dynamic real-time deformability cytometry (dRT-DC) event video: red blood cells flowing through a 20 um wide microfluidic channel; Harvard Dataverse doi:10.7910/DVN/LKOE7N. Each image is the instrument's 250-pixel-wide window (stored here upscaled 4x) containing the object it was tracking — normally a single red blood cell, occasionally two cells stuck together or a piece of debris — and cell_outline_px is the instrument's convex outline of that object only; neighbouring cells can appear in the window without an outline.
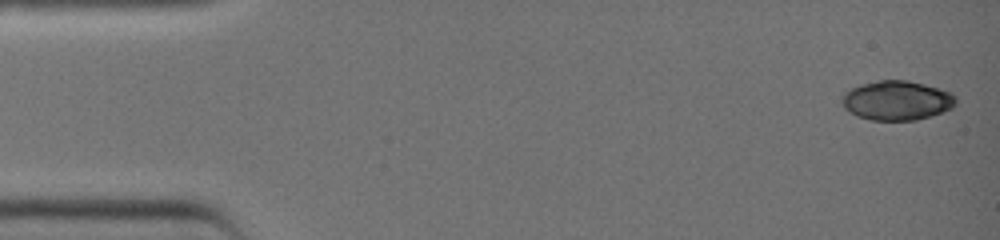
{"species": "common noctule bat (a hibernating species)", "species_latin": "Nyctalus noctula", "temperature_condition": "warm", "stored_images_in_passage": 38, "camera_frame_rate_fps": 3000, "um_per_image_px": 0.085, "animal": {"sex": "female", "body_mass_g": 19.0, "forearm_length_mm": 51.5}, "frame": {"image": 1, "passage_image": 1, "time_ms": 0.0, "image_size_px": [1000, 240], "cell_outline_px": [[956, 104], [952, 108], [916, 120], [872, 120], [856, 116], [844, 108], [840, 100], [844, 92], [860, 84], [880, 80], [908, 80], [924, 84], [948, 92], [956, 96]], "centroid_in_image_um": [76.18, 8.54], "position_along_channel_um": 8.8, "area_um2": 26.07}}
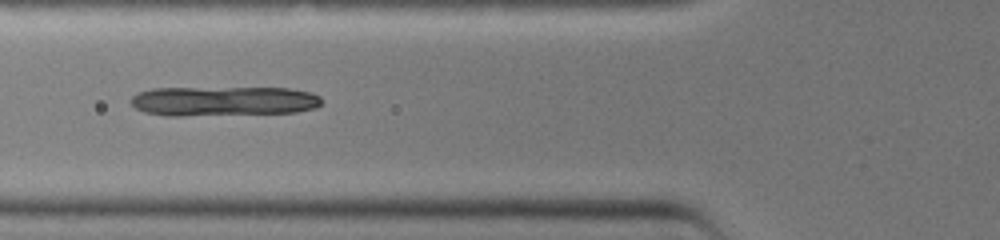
{"frame": {"image": 2, "passage_image": 15, "time_ms": 4.667, "image_size_px": [1000, 240], "cell_outline_px": [[320, 104], [316, 108], [296, 112], [180, 116], [164, 116], [144, 112], [136, 108], [128, 100], [132, 96], [140, 92], [152, 88], [288, 88], [312, 92], [320, 96]], "centroid_in_image_um": [18.97, 8.59], "position_along_channel_um": 106.8, "area_um2": 33.18}}
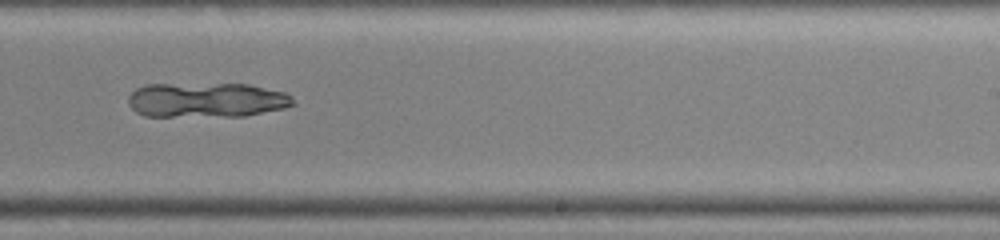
{"frame": {"image": 3, "passage_image": 25, "time_ms": 8.0, "image_size_px": [1000, 240], "cell_outline_px": [[296, 104], [284, 108], [244, 116], [144, 116], [136, 112], [128, 104], [128, 96], [136, 88], [144, 84], [248, 84], [284, 92], [292, 96]], "centroid_in_image_um": [17.54, 8.5], "position_along_channel_um": 271.5, "area_um2": 33.58}}